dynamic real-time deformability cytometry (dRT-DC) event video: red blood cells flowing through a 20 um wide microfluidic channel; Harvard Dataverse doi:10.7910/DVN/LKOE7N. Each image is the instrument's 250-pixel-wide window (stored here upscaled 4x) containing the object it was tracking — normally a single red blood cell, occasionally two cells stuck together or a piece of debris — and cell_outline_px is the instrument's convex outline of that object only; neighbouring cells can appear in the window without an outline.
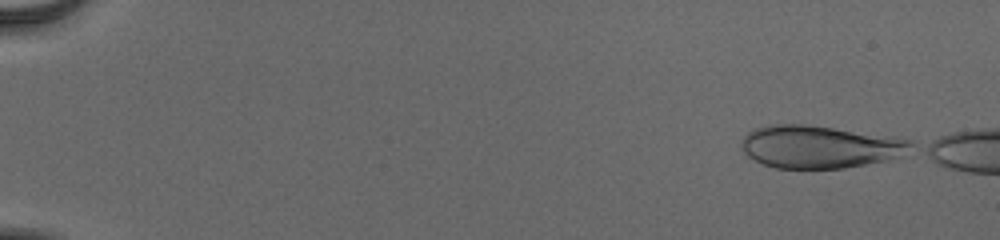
{"species": "human", "species_latin": "Homo sapiens", "temperature_condition": "cold", "stored_images_in_passage": 15, "camera_frame_rate_fps": 3000, "um_per_image_px": 0.085, "donor": {"sex": "male"}, "frame": {"image": 1, "passage_image": 1, "time_ms": 0.0, "image_size_px": [1000, 240], "cell_outline_px": [[912, 144], [896, 156], [884, 160], [844, 168], [776, 168], [764, 164], [748, 156], [744, 152], [740, 144], [744, 136], [748, 132], [756, 128], [768, 124], [804, 124], [832, 128], [912, 140]], "centroid_in_image_um": [69.53, 12.47], "position_along_channel_um": 15.5, "area_um2": 41.04}}